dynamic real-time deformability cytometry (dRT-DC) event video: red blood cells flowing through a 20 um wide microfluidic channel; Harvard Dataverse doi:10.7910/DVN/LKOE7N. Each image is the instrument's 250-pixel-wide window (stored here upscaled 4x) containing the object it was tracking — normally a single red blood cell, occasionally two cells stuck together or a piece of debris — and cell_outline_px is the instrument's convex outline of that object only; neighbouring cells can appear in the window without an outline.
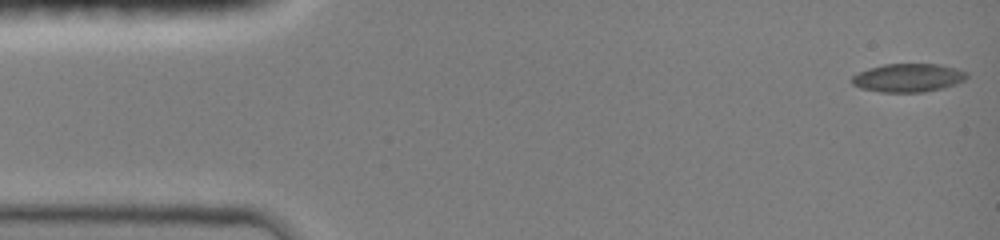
{"species": "common noctule bat (a hibernating species)", "species_latin": "Nyctalus noctula", "temperature_condition": "room temperature", "stored_images_in_passage": 13, "camera_frame_rate_fps": 3000, "um_per_image_px": 0.085, "animal": {"sex": "female", "body_mass_g": 19.0, "forearm_length_mm": 51.5}, "frame": {"image": 1, "passage_image": 1, "time_ms": 0.0, "image_size_px": [1000, 240], "cell_outline_px": [[968, 76], [964, 80], [956, 84], [944, 88], [924, 92], [880, 92], [860, 88], [852, 84], [852, 76], [868, 68], [884, 64], [940, 64], [956, 68], [968, 72]], "centroid_in_image_um": [77.22, 6.61], "position_along_channel_um": 7.8, "area_um2": 19.13}}
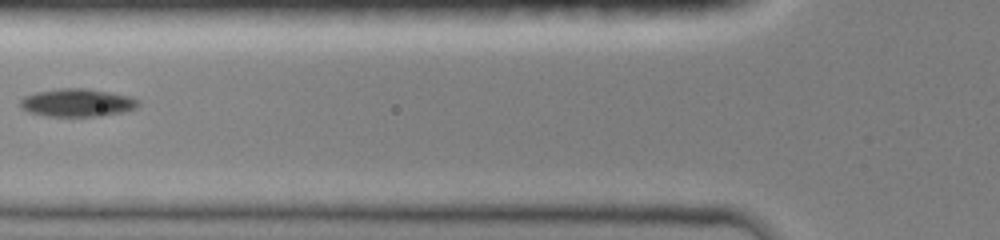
{"frame": {"image": 2, "passage_image": 8, "time_ms": 2.333, "image_size_px": [1000, 240], "cell_outline_px": [[140, 104], [136, 108], [124, 112], [100, 116], [44, 116], [28, 112], [20, 104], [20, 100], [24, 96], [36, 92], [60, 88], [84, 88], [132, 96], [140, 100]], "centroid_in_image_um": [6.6, 8.73], "position_along_channel_um": 119.2, "area_um2": 19.31}}
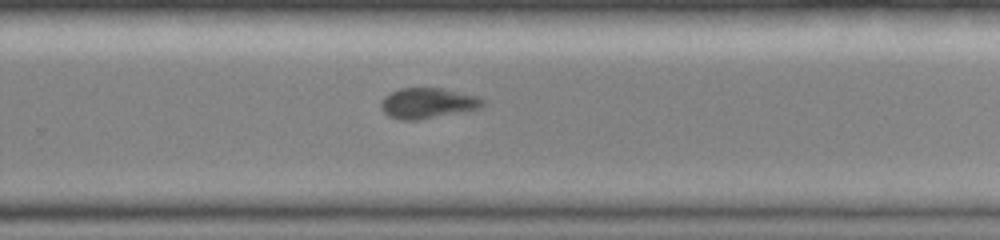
{"frame": {"image": 3, "passage_image": 13, "time_ms": 4.0, "image_size_px": [1000, 240], "cell_outline_px": [[484, 104], [480, 108], [416, 120], [400, 120], [388, 116], [380, 108], [380, 104], [384, 96], [388, 92], [400, 88], [444, 88], [480, 96], [484, 100]], "centroid_in_image_um": [36.33, 8.75], "position_along_channel_um": 293.5, "area_um2": 18.21}}